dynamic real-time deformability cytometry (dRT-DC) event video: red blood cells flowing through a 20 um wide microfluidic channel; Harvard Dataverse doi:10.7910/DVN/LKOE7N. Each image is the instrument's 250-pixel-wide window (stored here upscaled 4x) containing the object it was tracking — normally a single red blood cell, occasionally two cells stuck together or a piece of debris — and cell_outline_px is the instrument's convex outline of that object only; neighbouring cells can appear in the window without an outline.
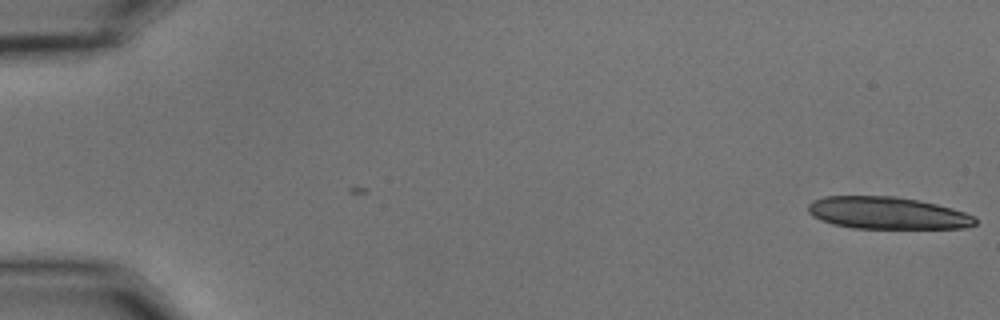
{"species": "common noctule bat (a hibernating species)", "species_latin": "Nyctalus noctula", "temperature_condition": "cold", "stored_images_in_passage": 3, "camera_frame_rate_fps": 3000, "um_per_image_px": 0.085, "animal": {"sex": "male", "body_mass_g": 15.6}, "frame": {"image": 1, "passage_image": 3, "time_ms": 0.667, "image_size_px": [1000, 320], "cell_outline_px": [[976, 224], [964, 228], [852, 228], [832, 224], [820, 220], [812, 216], [808, 212], [808, 204], [812, 200], [824, 196], [896, 196], [936, 204], [952, 208], [976, 216]], "centroid_in_image_um": [75.39, 18.1], "position_along_channel_um": 9.6, "area_um2": 31.44}}